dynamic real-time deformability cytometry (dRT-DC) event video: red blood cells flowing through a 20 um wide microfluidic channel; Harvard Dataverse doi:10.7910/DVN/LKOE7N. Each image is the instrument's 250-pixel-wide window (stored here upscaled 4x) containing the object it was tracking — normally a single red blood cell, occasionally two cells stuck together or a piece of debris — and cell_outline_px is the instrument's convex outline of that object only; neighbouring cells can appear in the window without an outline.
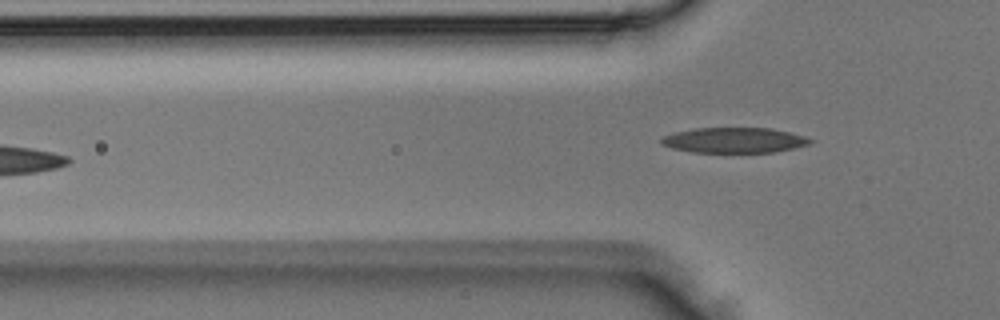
{"species": "Egyptian fruit bat (a non-hibernating species)", "species_latin": "Rousettus aegyptiacus", "temperature_condition": "room temperature", "stored_images_in_passage": 5, "camera_frame_rate_fps": 3000, "um_per_image_px": 0.085, "animal": {"sex": "male"}, "frame": {"image": 1, "passage_image": 4, "time_ms": 1.0, "image_size_px": [1000, 320], "cell_outline_px": [[816, 140], [812, 144], [776, 152], [692, 152], [672, 148], [660, 144], [660, 140], [664, 136], [676, 132], [692, 128], [772, 128], [804, 136]], "centroid_in_image_um": [62.44, 11.92], "position_along_channel_um": 63.4, "area_um2": 22.08}}
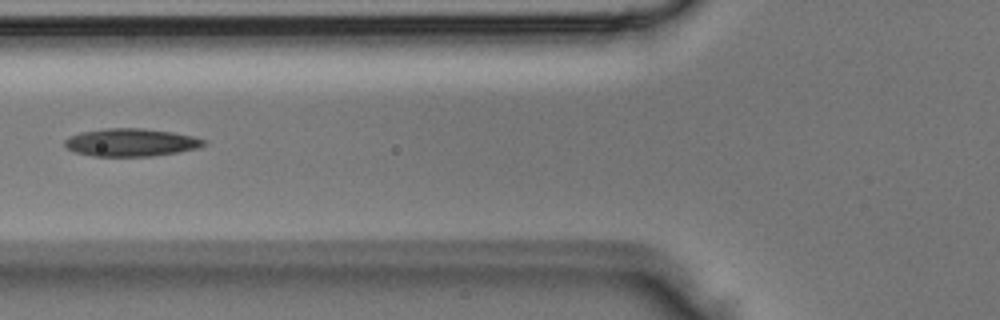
{"frame": {"image": 2, "passage_image": 5, "time_ms": 1.333, "image_size_px": [1000, 320], "cell_outline_px": [[208, 144], [196, 148], [176, 152], [152, 156], [92, 156], [76, 152], [68, 148], [64, 144], [64, 140], [68, 136], [80, 132], [104, 128], [144, 128], [172, 132], [192, 136], [208, 140]], "centroid_in_image_um": [11.13, 12.1], "position_along_channel_um": 114.7, "area_um2": 22.6}}